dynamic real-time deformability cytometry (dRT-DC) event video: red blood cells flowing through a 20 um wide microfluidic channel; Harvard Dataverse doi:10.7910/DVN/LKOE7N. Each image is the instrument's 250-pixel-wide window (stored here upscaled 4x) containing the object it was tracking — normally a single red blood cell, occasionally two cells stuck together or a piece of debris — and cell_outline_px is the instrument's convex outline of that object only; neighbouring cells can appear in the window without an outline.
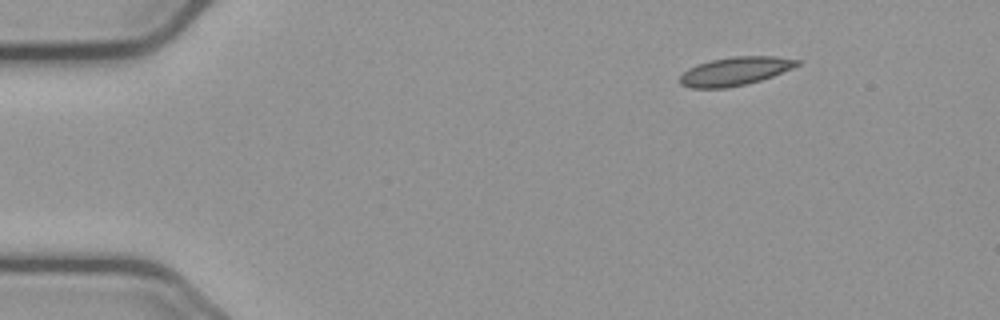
{"species": "common noctule bat (a hibernating species)", "species_latin": "Nyctalus noctula", "temperature_condition": "cold", "stored_images_in_passage": 49, "camera_frame_rate_fps": 3000, "um_per_image_px": 0.085, "animal": {"sex": "male", "body_mass_g": 23.1, "forearm_length_mm": 52.7}, "frame": {"image": 1, "passage_image": 1, "time_ms": 0.0, "image_size_px": [1000, 320], "cell_outline_px": [[800, 64], [792, 68], [772, 76], [760, 80], [728, 88], [688, 88], [680, 84], [676, 80], [688, 68], [696, 64], [712, 60], [732, 56], [776, 56], [800, 60]], "centroid_in_image_um": [62.43, 6.05], "position_along_channel_um": 22.6, "area_um2": 19.54}}
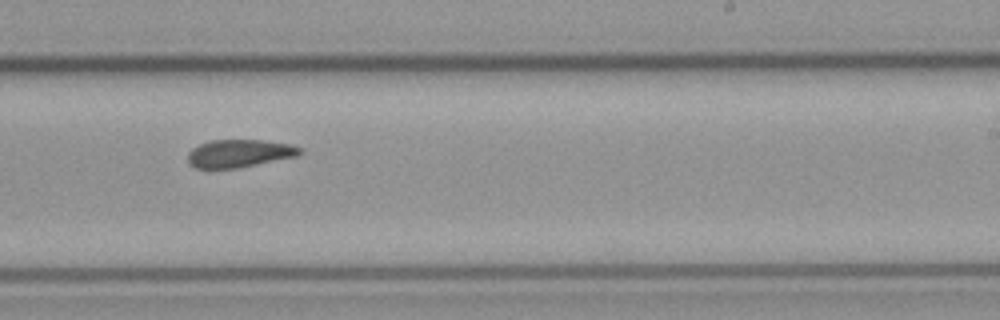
{"frame": {"image": 2, "passage_image": 28, "time_ms": 9.0, "image_size_px": [1000, 320], "cell_outline_px": [[304, 152], [296, 156], [236, 168], [196, 168], [188, 164], [188, 152], [192, 148], [200, 144], [212, 140], [264, 140], [292, 144], [300, 148]], "centroid_in_image_um": [20.33, 13.03], "position_along_channel_um": 268.7, "area_um2": 18.09}}
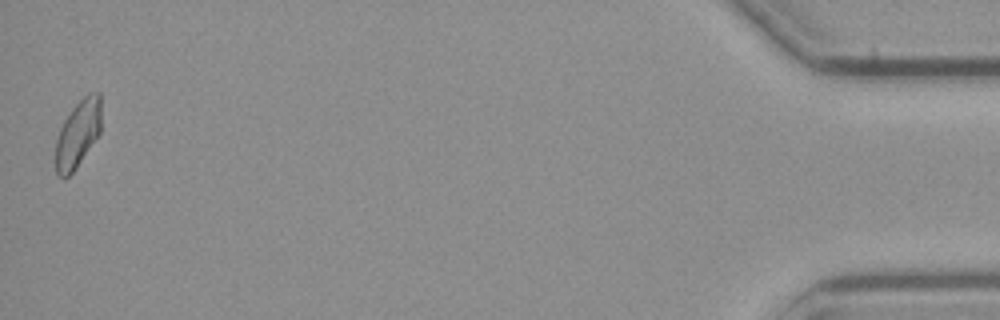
{"frame": {"image": 3, "passage_image": 49, "time_ms": 16.0, "image_size_px": [1000, 320], "cell_outline_px": [[100, 132], [76, 168], [68, 176], [56, 176], [56, 140], [60, 128], [64, 120], [72, 108], [88, 92], [100, 92]], "centroid_in_image_um": [6.61, 11.35], "position_along_channel_um": 428.6, "area_um2": 17.63}, "authors_computed_cell_mechanics": {"area_um2": 18.8428, "velocity_mm_per_s": 3.6682, "shape_relaxation_time_tau1_ms": null, "shape_relaxation_time_tau2_ms": 3.0279, "deformation_change_tau1": null, "deformation_change_tau2": 0.078}}